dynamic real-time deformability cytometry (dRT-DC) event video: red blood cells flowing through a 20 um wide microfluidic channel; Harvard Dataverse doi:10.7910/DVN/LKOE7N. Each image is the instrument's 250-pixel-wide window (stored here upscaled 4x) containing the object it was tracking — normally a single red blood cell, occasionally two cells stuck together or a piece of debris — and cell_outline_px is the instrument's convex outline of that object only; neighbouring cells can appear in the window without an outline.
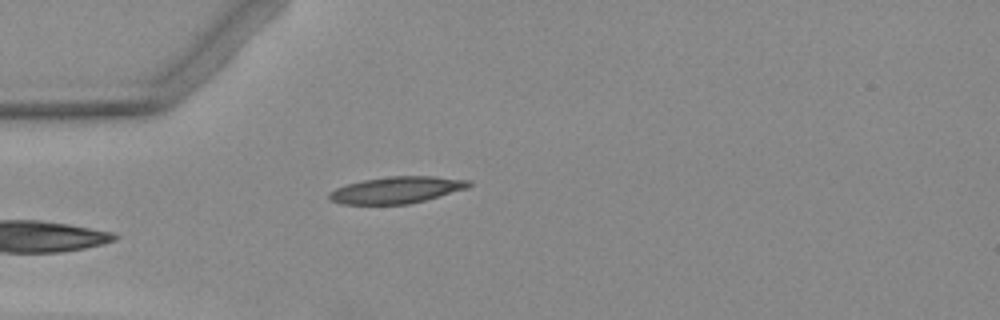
{"species": "Egyptian fruit bat (a non-hibernating species)", "species_latin": "Rousettus aegyptiacus", "temperature_condition": "warm", "stored_images_in_passage": 2, "camera_frame_rate_fps": 3000, "um_per_image_px": 0.085, "animal": {"sex": "female"}, "frame": {"image": 1, "passage_image": 2, "time_ms": 1.333, "image_size_px": [1000, 320], "cell_outline_px": [[472, 184], [468, 188], [424, 200], [408, 204], [340, 204], [328, 200], [328, 192], [336, 188], [348, 184], [364, 180], [388, 176], [432, 176], [472, 180]], "centroid_in_image_um": [33.7, 16.14], "position_along_channel_um": 51.3, "area_um2": 21.73}}